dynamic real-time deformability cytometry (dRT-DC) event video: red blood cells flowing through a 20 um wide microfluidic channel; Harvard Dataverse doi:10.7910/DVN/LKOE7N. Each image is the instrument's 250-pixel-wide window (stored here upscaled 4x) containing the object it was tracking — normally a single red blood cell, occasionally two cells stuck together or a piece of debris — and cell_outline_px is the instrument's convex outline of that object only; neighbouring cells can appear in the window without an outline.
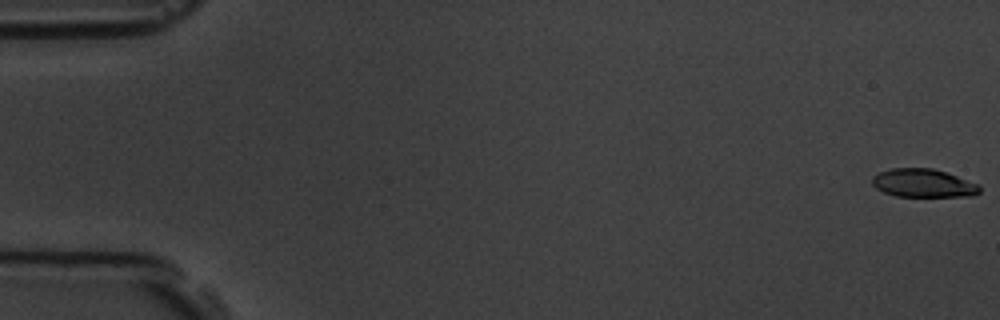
{"species": "common noctule bat (a hibernating species)", "species_latin": "Nyctalus noctula", "temperature_condition": "room temperature", "stored_images_in_passage": 6, "camera_frame_rate_fps": 3000, "um_per_image_px": 0.085, "animal": {"sex": "male", "body_mass_g": 19.5, "forearm_length_mm": 54.6}, "frame": {"image": 1, "passage_image": 1, "time_ms": 0.0, "image_size_px": [1000, 320], "cell_outline_px": [[980, 192], [976, 196], [896, 196], [884, 192], [876, 188], [872, 184], [872, 176], [880, 172], [892, 168], [932, 168], [980, 184]], "centroid_in_image_um": [78.49, 15.57], "position_along_channel_um": 6.5, "area_um2": 17.69}}
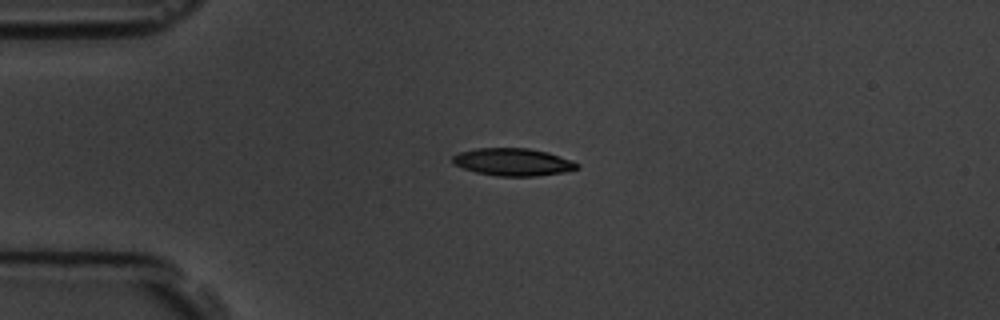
{"frame": {"image": 2, "passage_image": 5, "time_ms": 4.333, "image_size_px": [1000, 320], "cell_outline_px": [[580, 168], [564, 172], [536, 176], [496, 176], [476, 172], [452, 164], [452, 156], [460, 152], [476, 148], [528, 148], [548, 152], [572, 160], [580, 164]], "centroid_in_image_um": [43.62, 13.77], "position_along_channel_um": 41.4, "area_um2": 20.06}}